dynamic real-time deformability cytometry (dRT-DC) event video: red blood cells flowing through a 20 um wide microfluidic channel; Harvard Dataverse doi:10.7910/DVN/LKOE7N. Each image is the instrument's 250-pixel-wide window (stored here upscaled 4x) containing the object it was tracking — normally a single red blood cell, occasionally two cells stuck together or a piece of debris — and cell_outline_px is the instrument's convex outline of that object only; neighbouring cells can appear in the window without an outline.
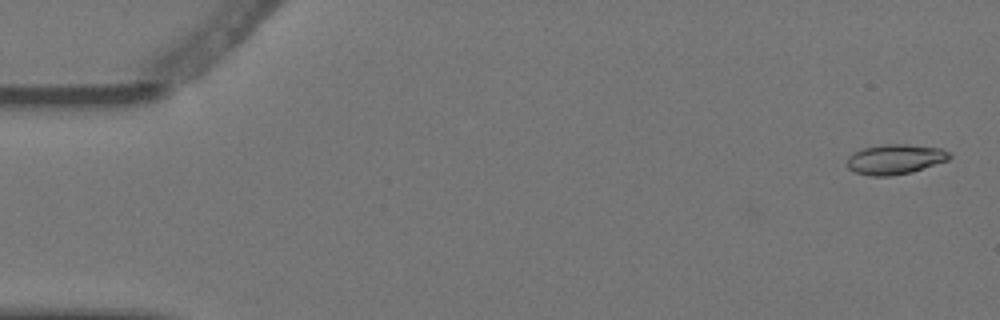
{"species": "Egyptian fruit bat (a non-hibernating species)", "species_latin": "Rousettus aegyptiacus", "temperature_condition": "warm", "stored_images_in_passage": 4, "camera_frame_rate_fps": 3000, "um_per_image_px": 0.085, "animal": {"sex": "female"}, "frame": {"image": 1, "passage_image": 1, "time_ms": 0.0, "image_size_px": [1000, 320], "cell_outline_px": [[952, 156], [948, 160], [912, 172], [888, 176], [872, 176], [856, 172], [848, 168], [848, 156], [852, 152], [864, 148], [880, 144], [904, 144], [940, 148], [952, 152]], "centroid_in_image_um": [76.1, 13.52], "position_along_channel_um": 8.9, "area_um2": 17.92}}